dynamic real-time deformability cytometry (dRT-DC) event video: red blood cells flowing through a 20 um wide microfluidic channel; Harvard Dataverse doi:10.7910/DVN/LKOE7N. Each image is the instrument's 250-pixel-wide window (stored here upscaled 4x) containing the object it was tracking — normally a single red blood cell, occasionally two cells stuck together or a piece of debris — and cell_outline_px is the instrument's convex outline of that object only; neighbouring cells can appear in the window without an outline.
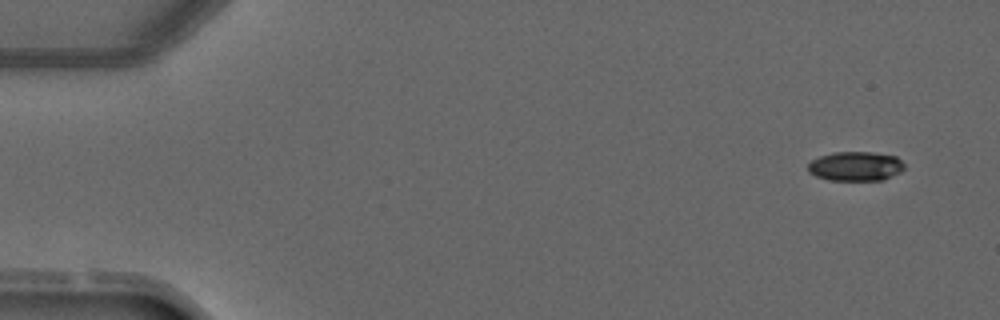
{"species": "common noctule bat (a hibernating species)", "species_latin": "Nyctalus noctula", "temperature_condition": "warm", "stored_images_in_passage": 2, "camera_frame_rate_fps": 3000, "um_per_image_px": 0.085, "animal": {"sex": "male", "forearm_length_mm": 52.5}, "frame": {"image": 1, "passage_image": 2, "time_ms": 1.0, "image_size_px": [1000, 320], "cell_outline_px": [[904, 168], [900, 172], [884, 180], [828, 180], [816, 176], [808, 172], [808, 164], [812, 160], [820, 156], [832, 152], [872, 152], [896, 156], [904, 164]], "centroid_in_image_um": [72.72, 14.13], "position_along_channel_um": 12.3, "area_um2": 16.53}}